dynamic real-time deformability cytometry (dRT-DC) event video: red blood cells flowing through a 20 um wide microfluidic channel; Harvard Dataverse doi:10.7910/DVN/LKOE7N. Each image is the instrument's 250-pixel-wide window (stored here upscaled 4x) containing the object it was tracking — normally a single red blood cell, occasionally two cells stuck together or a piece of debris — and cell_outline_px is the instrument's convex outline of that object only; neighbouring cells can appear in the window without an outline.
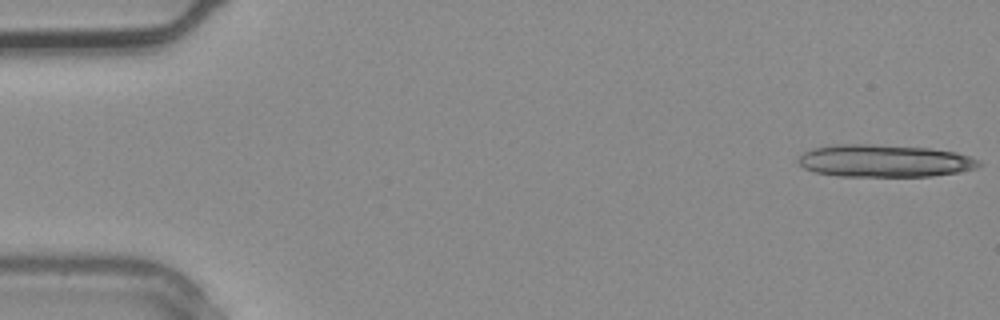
{"species": "common noctule bat (a hibernating species)", "species_latin": "Nyctalus noctula", "temperature_condition": "warm", "stored_images_in_passage": 4, "camera_frame_rate_fps": 3000, "um_per_image_px": 0.085, "animal": {"sex": "male", "body_mass_g": 20.4}, "frame": {"image": 1, "passage_image": 1, "time_ms": 0.0, "image_size_px": [1000, 320], "cell_outline_px": [[984, 164], [976, 168], [960, 172], [932, 176], [840, 176], [816, 172], [804, 168], [796, 160], [804, 152], [812, 148], [836, 144], [872, 144], [932, 148], [956, 152], [980, 160]], "centroid_in_image_um": [75.21, 13.67], "position_along_channel_um": 9.8, "area_um2": 34.33}}
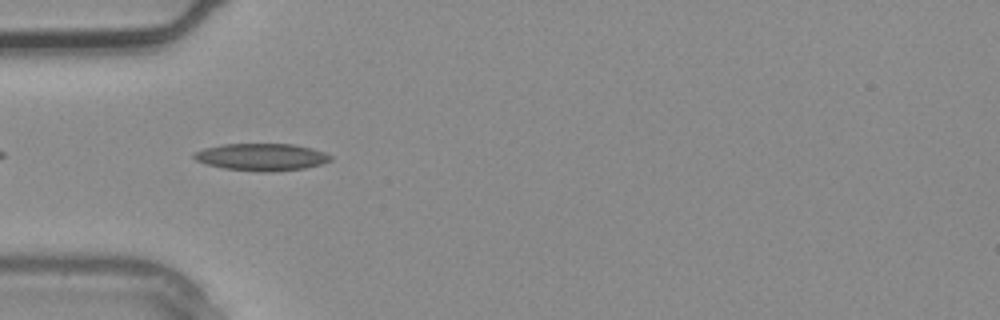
{"frame": {"image": 2, "passage_image": 4, "time_ms": 1.0, "image_size_px": [1000, 320], "cell_outline_px": [[332, 160], [320, 164], [304, 168], [272, 172], [260, 172], [224, 168], [204, 164], [196, 160], [192, 156], [192, 152], [204, 148], [224, 144], [292, 144], [312, 148], [324, 152], [332, 156]], "centroid_in_image_um": [22.2, 13.35], "position_along_channel_um": 62.8, "area_um2": 21.73}}